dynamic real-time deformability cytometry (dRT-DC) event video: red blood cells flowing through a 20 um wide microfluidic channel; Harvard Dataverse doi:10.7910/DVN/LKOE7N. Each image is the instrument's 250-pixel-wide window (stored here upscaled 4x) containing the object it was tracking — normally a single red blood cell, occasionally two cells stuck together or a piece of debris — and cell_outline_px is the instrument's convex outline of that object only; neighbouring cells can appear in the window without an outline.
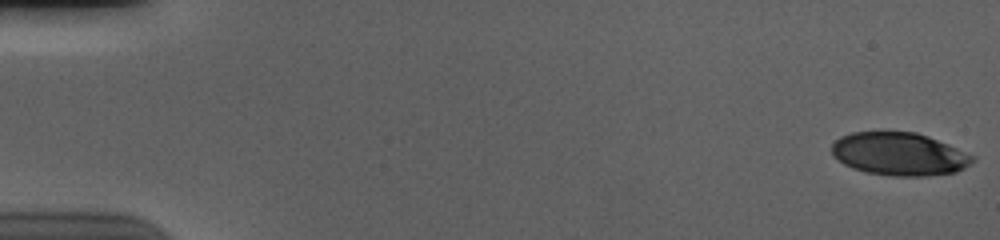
{"species": "human", "species_latin": "Homo sapiens", "temperature_condition": "cold", "stored_images_in_passage": 56, "camera_frame_rate_fps": 3000, "um_per_image_px": 0.085, "donor": {"sex": "male"}, "frame": {"image": 1, "passage_image": 1, "time_ms": 0.0, "image_size_px": [1000, 240], "cell_outline_px": [[976, 160], [964, 168], [956, 172], [928, 176], [892, 176], [868, 172], [852, 168], [844, 164], [832, 156], [832, 144], [840, 136], [852, 132], [916, 132], [928, 136], [948, 144], [976, 156]], "centroid_in_image_um": [76.46, 13.09], "position_along_channel_um": 8.5, "area_um2": 35.37}}
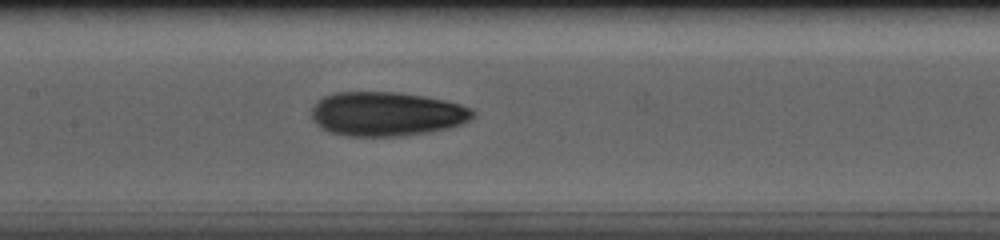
{"frame": {"image": 2, "passage_image": 28, "time_ms": 9.0, "image_size_px": [1000, 240], "cell_outline_px": [[476, 116], [460, 124], [448, 128], [428, 132], [400, 136], [348, 136], [332, 132], [320, 128], [312, 120], [312, 108], [316, 100], [332, 92], [396, 92], [424, 96], [444, 100], [460, 104], [472, 108], [476, 112]], "centroid_in_image_um": [32.85, 9.68], "position_along_channel_um": 174.6, "area_um2": 41.73}}
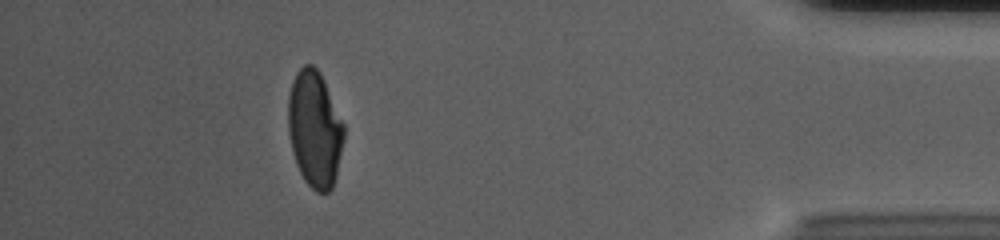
{"frame": {"image": 3, "passage_image": 51, "time_ms": 16.667, "image_size_px": [1000, 240], "cell_outline_px": [[344, 136], [336, 176], [332, 188], [328, 192], [316, 192], [304, 180], [296, 164], [292, 152], [288, 132], [288, 96], [292, 80], [296, 72], [304, 64], [312, 64], [320, 72], [344, 124]], "centroid_in_image_um": [26.73, 10.96], "position_along_channel_um": 408.5, "area_um2": 37.86}, "authors_computed_cell_mechanics": {"area_um2": 39.4774, "velocity_mm_per_s": 3.6922, "shape_relaxation_time_tau1_ms": 6.1822, "shape_relaxation_time_tau2_ms": 2.3878, "deformation_change_tau1": 0.1967, "deformation_change_tau2": 0.0753}}